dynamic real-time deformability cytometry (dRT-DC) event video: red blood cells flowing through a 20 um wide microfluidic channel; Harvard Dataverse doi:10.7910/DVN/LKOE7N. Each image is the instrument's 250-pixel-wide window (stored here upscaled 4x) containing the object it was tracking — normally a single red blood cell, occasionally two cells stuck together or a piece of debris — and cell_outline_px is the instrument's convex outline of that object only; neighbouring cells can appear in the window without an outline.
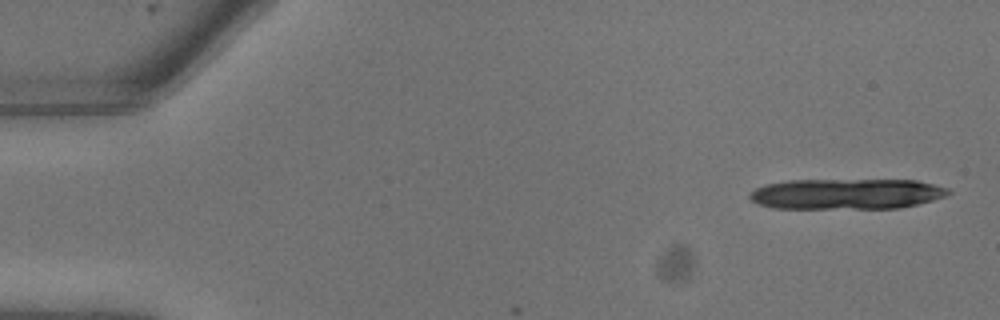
{"species": "common noctule bat (a hibernating species)", "species_latin": "Nyctalus noctula", "temperature_condition": "warm", "stored_images_in_passage": 3, "camera_frame_rate_fps": 3000, "um_per_image_px": 0.085, "animal": {"sex": "male", "body_mass_g": 13.3}, "frame": {"image": 1, "passage_image": 1, "time_ms": 0.0, "image_size_px": [1000, 320], "cell_outline_px": [[952, 192], [944, 196], [932, 200], [900, 208], [772, 208], [760, 204], [752, 200], [748, 196], [756, 188], [768, 184], [788, 180], [916, 180], [948, 188]], "centroid_in_image_um": [71.96, 16.48], "position_along_channel_um": 13.0, "area_um2": 35.14}}